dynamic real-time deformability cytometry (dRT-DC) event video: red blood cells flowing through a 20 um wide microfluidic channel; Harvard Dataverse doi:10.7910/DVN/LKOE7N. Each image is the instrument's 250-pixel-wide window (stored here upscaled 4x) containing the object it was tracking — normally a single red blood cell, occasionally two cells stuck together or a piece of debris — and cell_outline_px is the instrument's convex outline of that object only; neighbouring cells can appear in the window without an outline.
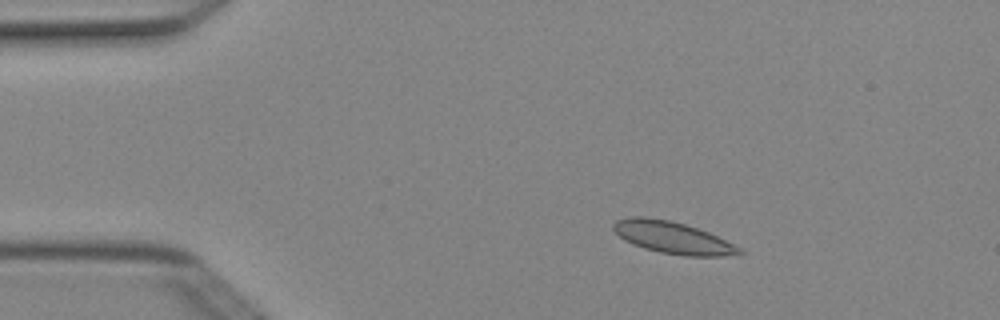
{"species": "Egyptian fruit bat (a non-hibernating species)", "species_latin": "Rousettus aegyptiacus", "temperature_condition": "cold", "stored_images_in_passage": 7, "camera_frame_rate_fps": 3000, "um_per_image_px": 0.085, "animal": {"sex": "female"}, "frame": {"image": 1, "passage_image": 3, "time_ms": 0.667, "image_size_px": [1000, 320], "cell_outline_px": [[744, 252], [740, 256], [684, 256], [660, 252], [644, 248], [632, 244], [624, 240], [612, 228], [612, 224], [616, 220], [632, 216], [644, 216], [668, 220], [684, 224], [708, 232], [740, 248]], "centroid_in_image_um": [57.17, 20.2], "position_along_channel_um": 27.8, "area_um2": 23.41}}
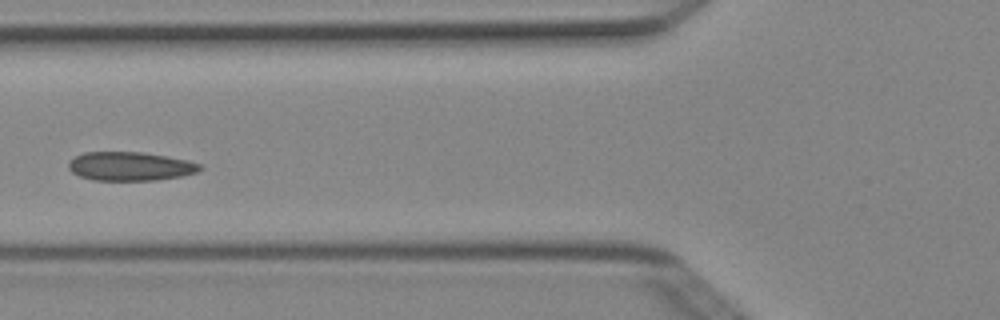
{"frame": {"image": 2, "passage_image": 6, "time_ms": 1.667, "image_size_px": [1000, 320], "cell_outline_px": [[204, 168], [196, 172], [180, 176], [156, 180], [92, 180], [80, 176], [72, 172], [68, 168], [68, 164], [76, 156], [84, 152], [144, 152], [168, 156], [188, 160], [200, 164]], "centroid_in_image_um": [11.08, 14.13], "position_along_channel_um": 114.7, "area_um2": 22.02}}
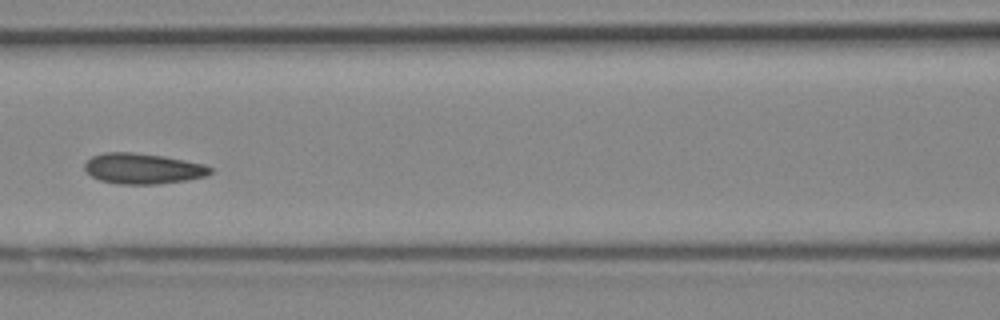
{"frame": {"image": 3, "passage_image": 7, "time_ms": 2.0, "image_size_px": [1000, 320], "cell_outline_px": [[212, 172], [208, 176], [188, 180], [156, 184], [120, 184], [100, 180], [92, 176], [84, 168], [84, 164], [92, 156], [104, 152], [132, 152], [164, 156], [204, 164], [212, 168]], "centroid_in_image_um": [12.17, 14.33], "position_along_channel_um": 154.4, "area_um2": 22.43}}